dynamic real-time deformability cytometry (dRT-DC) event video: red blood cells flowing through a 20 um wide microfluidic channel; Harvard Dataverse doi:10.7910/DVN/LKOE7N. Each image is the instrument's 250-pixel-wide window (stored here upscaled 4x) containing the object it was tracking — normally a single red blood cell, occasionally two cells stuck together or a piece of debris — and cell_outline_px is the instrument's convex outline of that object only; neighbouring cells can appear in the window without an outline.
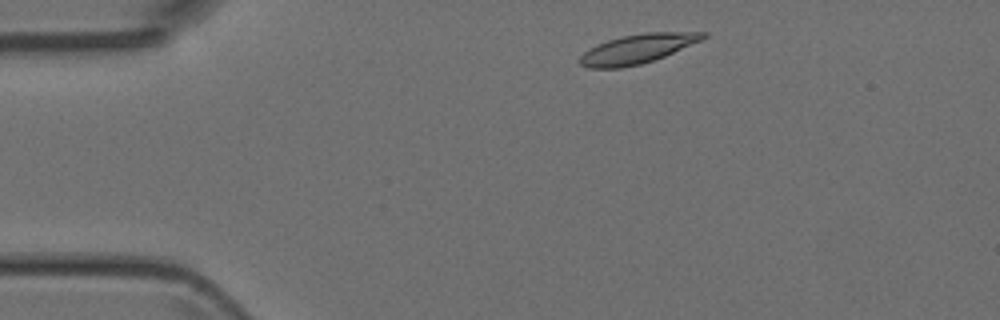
{"species": "Egyptian fruit bat (a non-hibernating species)", "species_latin": "Rousettus aegyptiacus", "temperature_condition": "room temperature", "stored_images_in_passage": 5, "camera_frame_rate_fps": 3000, "um_per_image_px": 0.085, "animal": {"sex": "female"}, "frame": {"image": 1, "passage_image": 1, "time_ms": 0.0, "image_size_px": [1000, 320], "cell_outline_px": [[708, 36], [700, 40], [664, 56], [640, 64], [620, 68], [588, 68], [580, 64], [576, 60], [588, 48], [596, 44], [608, 40], [624, 36], [644, 32], [708, 32]], "centroid_in_image_um": [54.12, 4.15], "position_along_channel_um": 30.9, "area_um2": 20.87}}
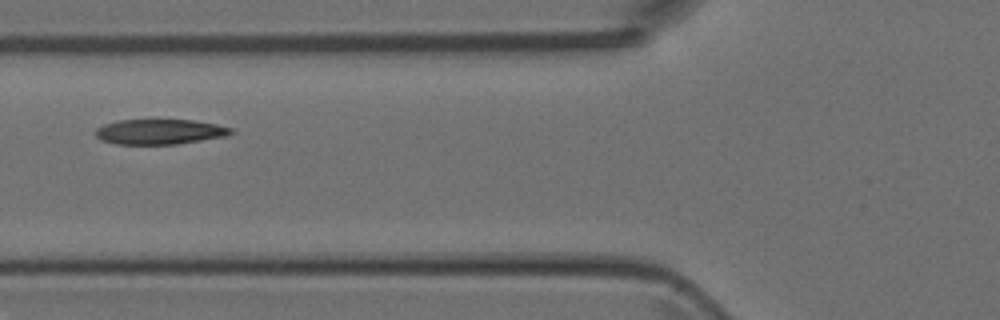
{"frame": {"image": 2, "passage_image": 4, "time_ms": 3.333, "image_size_px": [1000, 320], "cell_outline_px": [[236, 132], [224, 136], [176, 144], [116, 144], [100, 140], [92, 132], [96, 128], [104, 124], [116, 120], [192, 120], [216, 124], [232, 128]], "centroid_in_image_um": [13.52, 11.19], "position_along_channel_um": 112.3, "area_um2": 19.88}}
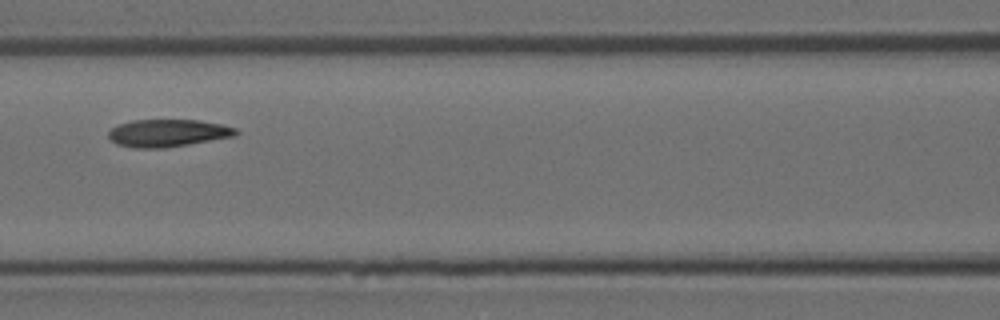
{"frame": {"image": 3, "passage_image": 5, "time_ms": 4.333, "image_size_px": [1000, 320], "cell_outline_px": [[240, 132], [236, 136], [164, 148], [136, 148], [116, 144], [108, 136], [108, 132], [112, 128], [120, 124], [132, 120], [200, 120], [224, 124], [236, 128]], "centroid_in_image_um": [14.31, 11.3], "position_along_channel_um": 152.3, "area_um2": 20.46}}